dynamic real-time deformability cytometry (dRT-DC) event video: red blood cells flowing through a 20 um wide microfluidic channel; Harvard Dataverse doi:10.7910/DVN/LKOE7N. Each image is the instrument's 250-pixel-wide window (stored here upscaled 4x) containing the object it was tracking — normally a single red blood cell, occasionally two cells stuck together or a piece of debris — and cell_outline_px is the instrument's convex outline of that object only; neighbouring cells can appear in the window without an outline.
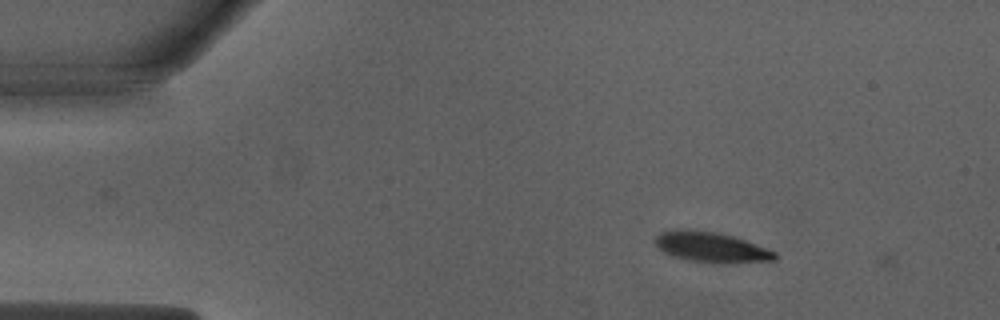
{"species": "Egyptian fruit bat (a non-hibernating species)", "species_latin": "Rousettus aegyptiacus", "temperature_condition": "warm", "stored_images_in_passage": 3, "camera_frame_rate_fps": 3000, "um_per_image_px": 0.085, "animal": {"sex": "male"}, "frame": {"image": 1, "passage_image": 2, "time_ms": 0.333, "image_size_px": [1000, 320], "cell_outline_px": [[776, 260], [688, 260], [664, 252], [652, 240], [660, 232], [716, 232], [732, 236], [744, 240], [776, 252]], "centroid_in_image_um": [60.42, 20.98], "position_along_channel_um": 24.6, "area_um2": 18.96}}